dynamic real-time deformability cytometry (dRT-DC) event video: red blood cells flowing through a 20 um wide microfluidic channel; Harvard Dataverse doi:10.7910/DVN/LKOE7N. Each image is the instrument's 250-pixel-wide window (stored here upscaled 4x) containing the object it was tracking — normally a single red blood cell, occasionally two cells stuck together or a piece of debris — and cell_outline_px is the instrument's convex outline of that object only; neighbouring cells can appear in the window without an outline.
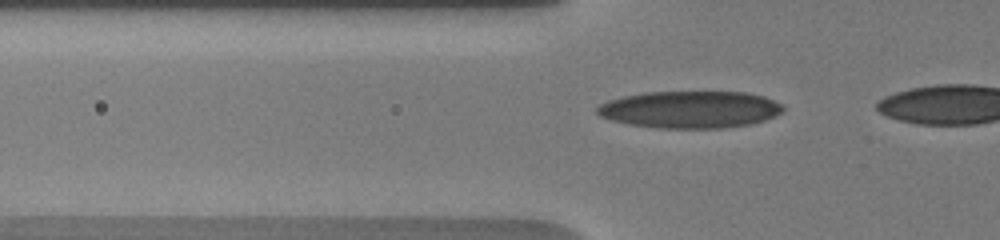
{"species": "human", "species_latin": "Homo sapiens", "temperature_condition": "warm", "stored_images_in_passage": 11, "camera_frame_rate_fps": 3000, "um_per_image_px": 0.085, "donor": {"sex": "male"}, "frame": {"image": 1, "passage_image": 4, "time_ms": 1.667, "image_size_px": [1000, 240], "cell_outline_px": [[784, 112], [776, 116], [752, 124], [724, 128], [656, 128], [628, 124], [612, 120], [600, 116], [596, 112], [596, 108], [600, 104], [608, 100], [624, 96], [644, 92], [748, 92], [764, 96], [784, 104]], "centroid_in_image_um": [58.7, 9.31], "position_along_channel_um": 67.1, "area_um2": 40.58}}
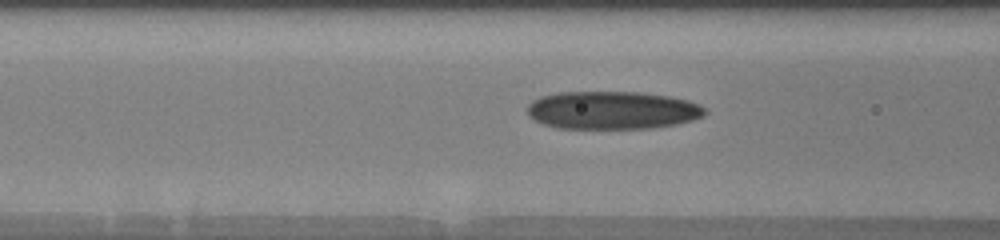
{"frame": {"image": 2, "passage_image": 7, "time_ms": 3.0, "image_size_px": [1000, 240], "cell_outline_px": [[708, 112], [704, 116], [692, 120], [676, 124], [652, 128], [556, 128], [532, 120], [528, 116], [528, 104], [532, 100], [540, 96], [560, 92], [640, 92], [672, 96], [688, 100], [700, 104], [708, 108]], "centroid_in_image_um": [52.07, 9.36], "position_along_channel_um": 114.5, "area_um2": 39.77}}
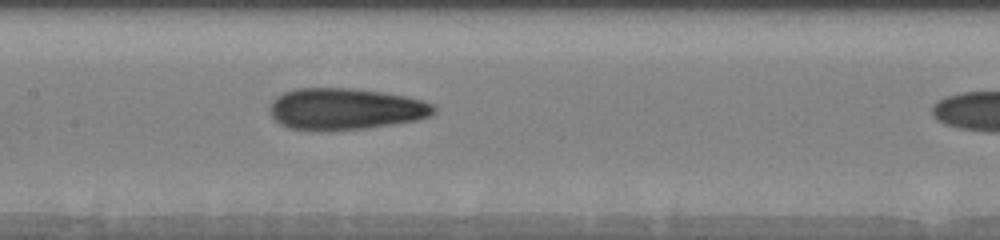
{"frame": {"image": 3, "passage_image": 10, "time_ms": 4.667, "image_size_px": [1000, 240], "cell_outline_px": [[436, 112], [432, 116], [416, 120], [368, 128], [288, 128], [280, 124], [272, 116], [268, 108], [272, 100], [276, 96], [284, 92], [296, 88], [348, 88], [384, 92], [424, 100], [432, 104], [436, 108]], "centroid_in_image_um": [29.38, 9.22], "position_along_channel_um": 178.0, "area_um2": 39.13}}